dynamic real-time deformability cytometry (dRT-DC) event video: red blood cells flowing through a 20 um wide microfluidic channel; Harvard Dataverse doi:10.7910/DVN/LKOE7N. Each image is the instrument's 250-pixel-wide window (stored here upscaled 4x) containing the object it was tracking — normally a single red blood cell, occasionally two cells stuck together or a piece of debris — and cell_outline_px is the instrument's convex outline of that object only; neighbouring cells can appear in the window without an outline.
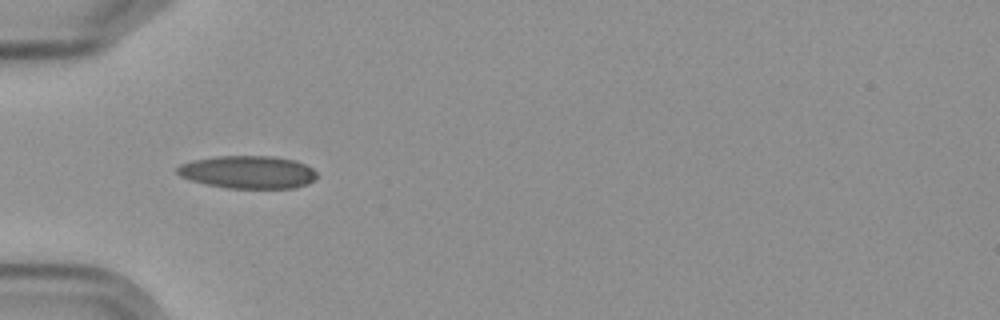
{"species": "Egyptian fruit bat (a non-hibernating species)", "species_latin": "Rousettus aegyptiacus", "temperature_condition": "cold", "stored_images_in_passage": 9, "camera_frame_rate_fps": 3000, "um_per_image_px": 0.085, "frame": {"image": 1, "passage_image": 1, "time_ms": 0.0, "image_size_px": [1000, 320], "cell_outline_px": [[316, 176], [308, 184], [296, 188], [228, 188], [208, 184], [192, 180], [180, 176], [176, 172], [176, 168], [180, 164], [196, 160], [220, 156], [272, 156], [296, 160], [312, 168], [316, 172]], "centroid_in_image_um": [21.1, 14.63], "position_along_channel_um": 63.9, "area_um2": 26.47}}
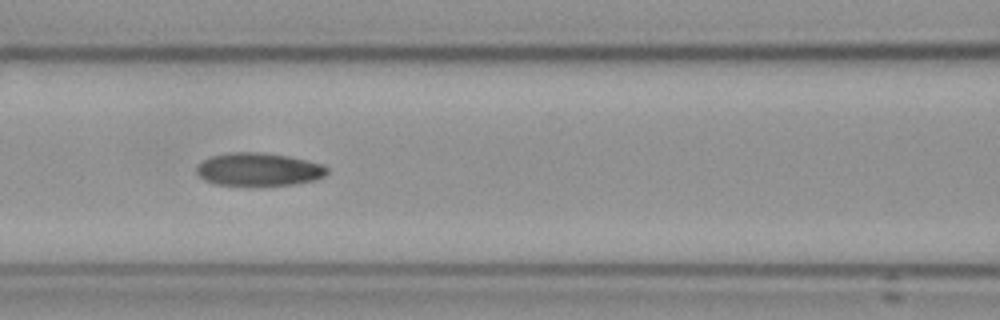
{"frame": {"image": 2, "passage_image": 3, "time_ms": 2.333, "image_size_px": [1000, 320], "cell_outline_px": [[328, 172], [324, 176], [312, 180], [292, 184], [260, 188], [244, 188], [216, 184], [204, 180], [196, 172], [196, 168], [204, 160], [212, 156], [232, 152], [260, 152], [288, 156], [320, 164], [328, 168]], "centroid_in_image_um": [21.94, 14.45], "position_along_channel_um": 144.7, "area_um2": 25.72}}
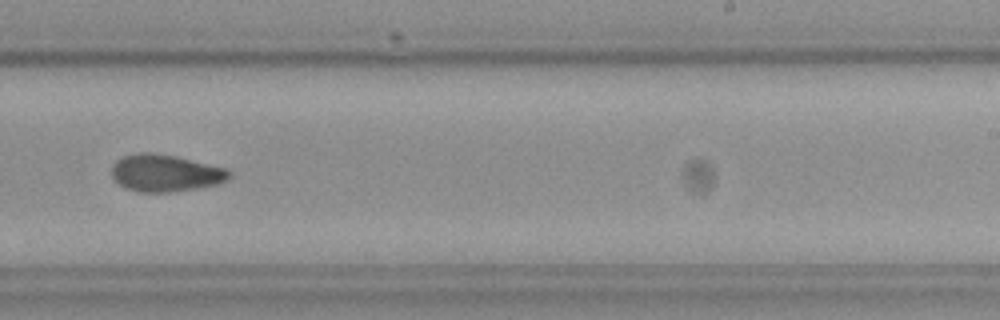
{"frame": {"image": 3, "passage_image": 6, "time_ms": 6.0, "image_size_px": [1000, 320], "cell_outline_px": [[228, 180], [216, 184], [196, 188], [172, 192], [136, 192], [124, 188], [112, 180], [112, 164], [116, 160], [124, 156], [140, 152], [148, 152], [176, 156], [224, 168], [228, 172]], "centroid_in_image_um": [13.96, 14.72], "position_along_channel_um": 275.0, "area_um2": 25.32}}